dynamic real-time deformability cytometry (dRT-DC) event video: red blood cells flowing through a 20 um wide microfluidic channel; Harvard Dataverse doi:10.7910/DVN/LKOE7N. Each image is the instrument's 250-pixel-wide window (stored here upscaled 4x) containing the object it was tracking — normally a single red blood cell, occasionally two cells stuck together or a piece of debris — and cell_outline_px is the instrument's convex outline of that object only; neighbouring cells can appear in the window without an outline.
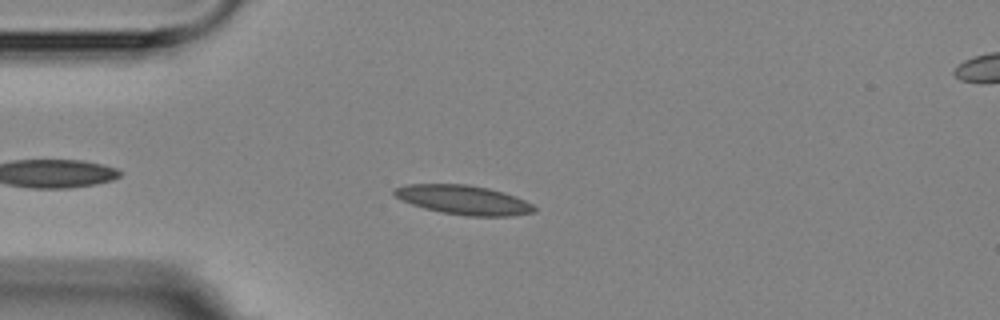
{"species": "Egyptian fruit bat (a non-hibernating species)", "species_latin": "Rousettus aegyptiacus", "temperature_condition": "room temperature", "stored_images_in_passage": 7, "camera_frame_rate_fps": 3000, "um_per_image_px": 0.085, "animal": {"sex": "female"}, "frame": {"image": 1, "passage_image": 3, "time_ms": 2.333, "image_size_px": [1000, 320], "cell_outline_px": [[536, 212], [512, 216], [468, 216], [440, 212], [424, 208], [412, 204], [396, 196], [392, 192], [396, 188], [408, 184], [468, 184], [488, 188], [504, 192], [516, 196], [532, 204], [536, 208]], "centroid_in_image_um": [39.45, 16.99], "position_along_channel_um": 45.6, "area_um2": 23.81}}
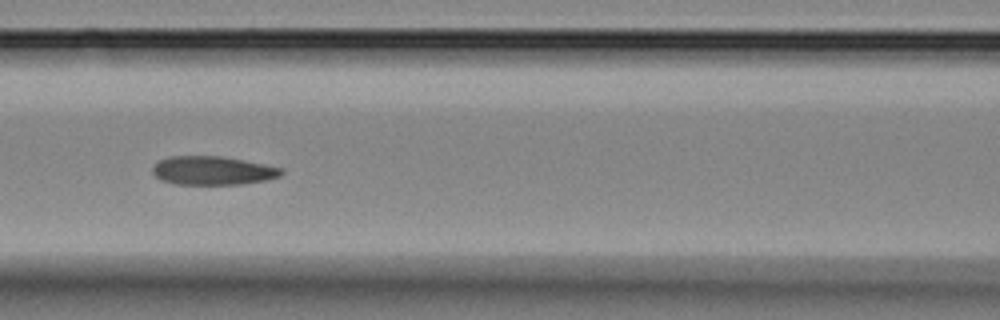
{"frame": {"image": 2, "passage_image": 6, "time_ms": 5.667, "image_size_px": [1000, 320], "cell_outline_px": [[284, 172], [280, 176], [264, 180], [244, 184], [172, 184], [160, 180], [152, 172], [152, 168], [160, 160], [168, 156], [220, 156], [244, 160], [284, 168]], "centroid_in_image_um": [18.08, 14.5], "position_along_channel_um": 148.5, "area_um2": 21.56}}
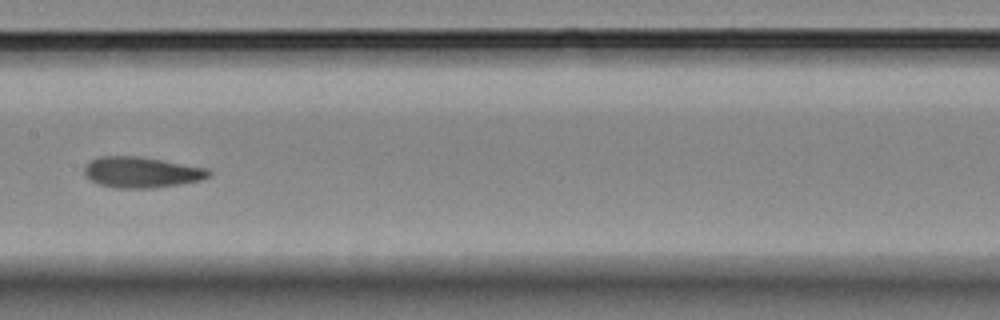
{"frame": {"image": 3, "passage_image": 7, "time_ms": 7.0, "image_size_px": [1000, 320], "cell_outline_px": [[212, 176], [200, 180], [180, 184], [156, 188], [116, 188], [100, 184], [92, 180], [84, 172], [84, 168], [92, 160], [100, 156], [140, 156], [208, 168], [212, 172]], "centroid_in_image_um": [12.09, 14.64], "position_along_channel_um": 195.3, "area_um2": 22.31}}